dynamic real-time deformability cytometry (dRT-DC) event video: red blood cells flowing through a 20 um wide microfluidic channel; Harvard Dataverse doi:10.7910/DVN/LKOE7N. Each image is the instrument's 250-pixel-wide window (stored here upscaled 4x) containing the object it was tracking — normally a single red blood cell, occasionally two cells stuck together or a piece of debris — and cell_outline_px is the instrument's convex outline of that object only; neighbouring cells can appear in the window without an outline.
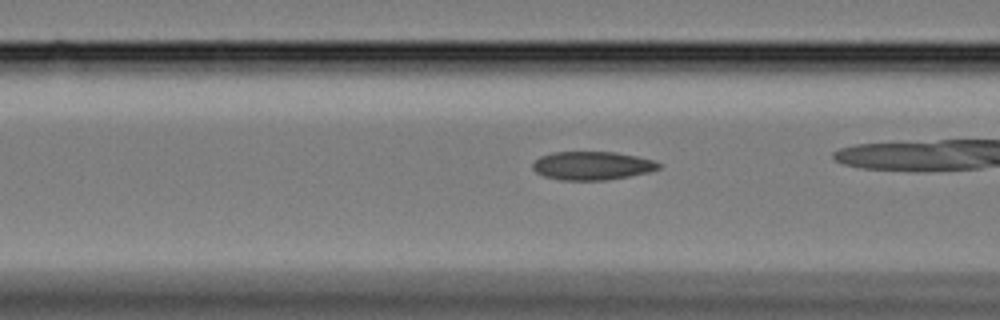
{"species": "Egyptian fruit bat (a non-hibernating species)", "species_latin": "Rousettus aegyptiacus", "temperature_condition": "cold", "stored_images_in_passage": 33, "camera_frame_rate_fps": 3000, "um_per_image_px": 0.085, "animal": {"sex": "female"}, "frame": {"image": 1, "passage_image": 15, "time_ms": 4.667, "image_size_px": [1000, 320], "cell_outline_px": [[664, 164], [660, 168], [648, 172], [608, 180], [560, 180], [544, 176], [536, 172], [532, 168], [532, 164], [540, 156], [552, 152], [616, 152], [636, 156], [652, 160]], "centroid_in_image_um": [50.33, 14.08], "position_along_channel_um": 116.3, "area_um2": 20.92}}
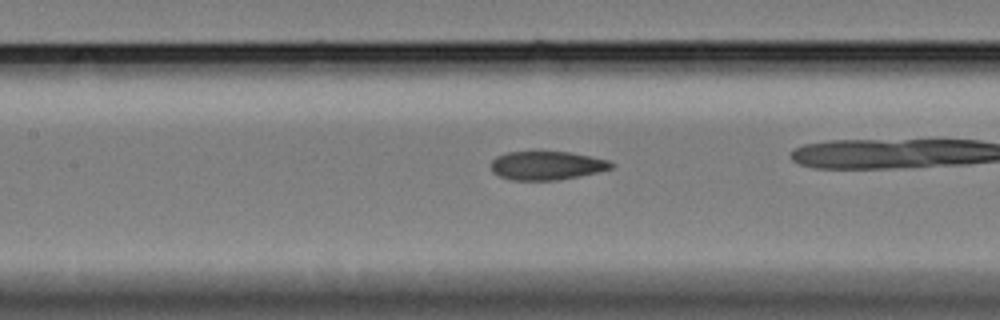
{"frame": {"image": 2, "passage_image": 19, "time_ms": 6.0, "image_size_px": [1000, 320], "cell_outline_px": [[616, 164], [612, 168], [596, 172], [556, 180], [512, 180], [500, 176], [492, 172], [492, 160], [496, 156], [508, 152], [568, 152], [608, 160]], "centroid_in_image_um": [46.45, 14.07], "position_along_channel_um": 160.9, "area_um2": 19.77}}